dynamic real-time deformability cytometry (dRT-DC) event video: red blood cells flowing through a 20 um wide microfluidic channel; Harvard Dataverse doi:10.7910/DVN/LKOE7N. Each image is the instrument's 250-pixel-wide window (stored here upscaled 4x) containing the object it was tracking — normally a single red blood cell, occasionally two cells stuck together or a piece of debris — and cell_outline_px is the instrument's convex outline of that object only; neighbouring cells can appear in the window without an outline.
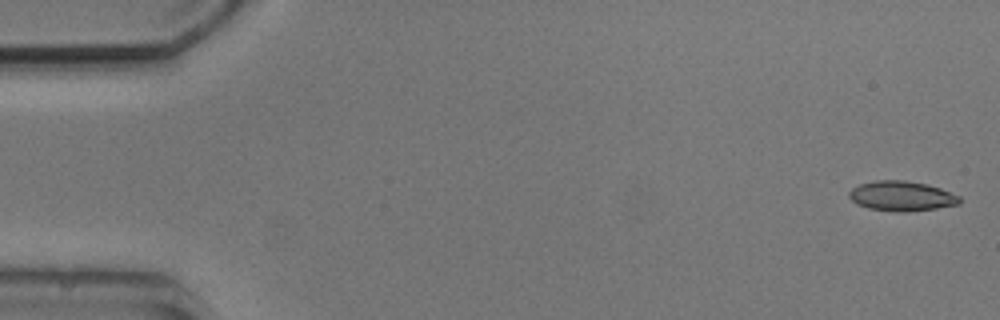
{"species": "common noctule bat (a hibernating species)", "species_latin": "Nyctalus noctula", "temperature_condition": "cold", "stored_images_in_passage": 4, "camera_frame_rate_fps": 3000, "um_per_image_px": 0.085, "animal": {"sex": "male", "body_mass_g": 20.5, "forearm_length_mm": 52.5}, "frame": {"image": 1, "passage_image": 1, "time_ms": 0.0, "image_size_px": [1000, 320], "cell_outline_px": [[960, 204], [936, 208], [908, 212], [892, 212], [868, 208], [856, 204], [848, 196], [848, 192], [852, 188], [860, 184], [876, 180], [904, 180], [928, 184], [940, 188], [960, 196]], "centroid_in_image_um": [76.62, 16.67], "position_along_channel_um": 8.4, "area_um2": 19.42}}
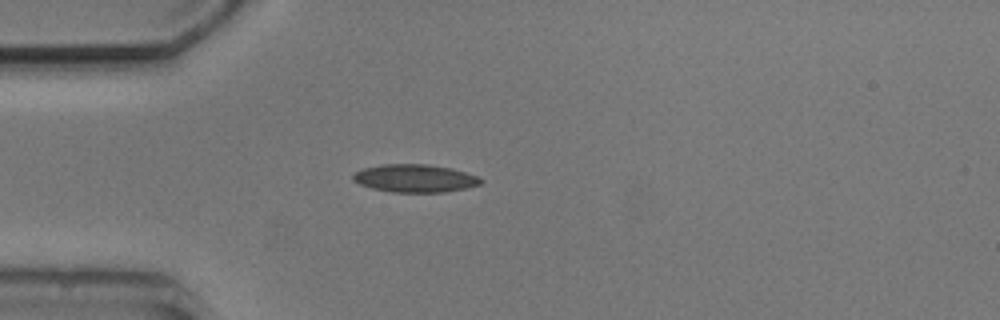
{"frame": {"image": 2, "passage_image": 4, "time_ms": 4.333, "image_size_px": [1000, 320], "cell_outline_px": [[484, 180], [480, 184], [468, 188], [444, 192], [392, 192], [372, 188], [360, 184], [352, 180], [352, 176], [356, 172], [364, 168], [380, 164], [428, 164], [452, 168], [476, 176]], "centroid_in_image_um": [35.27, 15.15], "position_along_channel_um": 49.7, "area_um2": 20.75}}